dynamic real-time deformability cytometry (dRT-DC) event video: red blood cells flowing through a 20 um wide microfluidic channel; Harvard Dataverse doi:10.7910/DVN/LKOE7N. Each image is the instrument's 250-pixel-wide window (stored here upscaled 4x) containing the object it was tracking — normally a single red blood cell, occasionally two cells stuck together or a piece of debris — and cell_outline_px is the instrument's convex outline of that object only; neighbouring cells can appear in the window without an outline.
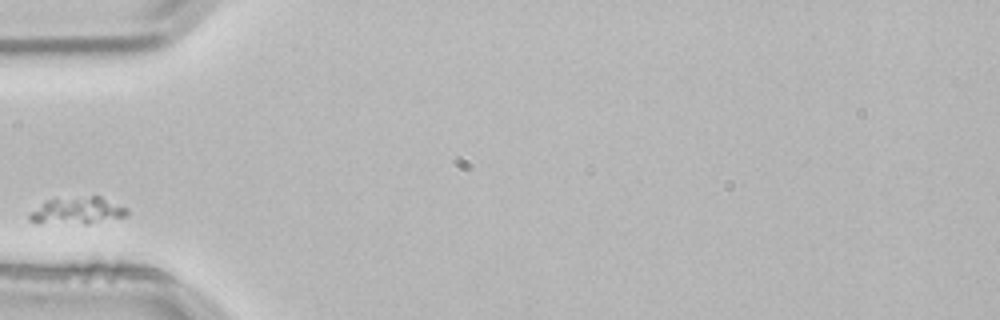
{"species": "common noctule bat (a hibernating species)", "species_latin": "Nyctalus noctula", "temperature_condition": "room temperature", "stored_images_in_passage": 1, "camera_frame_rate_fps": 3000, "um_per_image_px": 0.085, "animal": {"sex": "male", "body_mass_g": 21.5, "forearm_length_mm": 52.0}, "frame": {"image": 1, "passage_image": 1, "time_ms": 0.0, "image_size_px": [1000, 320], "cell_outline_px": [[128, 216], [88, 224], [36, 224], [28, 220], [28, 216], [44, 200], [52, 196], [100, 196], [128, 208]], "centroid_in_image_um": [6.52, 17.9], "position_along_channel_um": 78.5, "area_um2": 16.24}}